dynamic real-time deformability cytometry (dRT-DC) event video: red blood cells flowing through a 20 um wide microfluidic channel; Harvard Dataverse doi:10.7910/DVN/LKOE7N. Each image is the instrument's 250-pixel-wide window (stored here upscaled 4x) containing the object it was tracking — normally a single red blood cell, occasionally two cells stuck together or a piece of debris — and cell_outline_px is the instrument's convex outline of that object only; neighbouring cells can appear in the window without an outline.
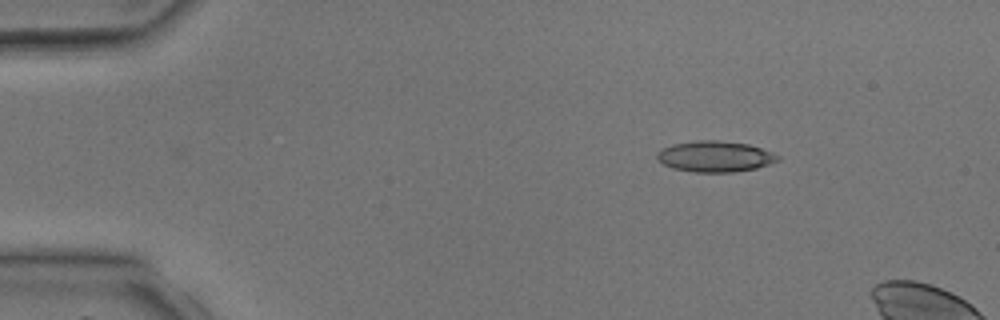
{"species": "common noctule bat (a hibernating species)", "species_latin": "Nyctalus noctula", "temperature_condition": "room temperature", "stored_images_in_passage": 2, "camera_frame_rate_fps": 3000, "um_per_image_px": 0.085, "animal": {"sex": "male", "body_mass_g": 17.9, "forearm_length_mm": 54.2}, "frame": {"image": 1, "passage_image": 1, "time_ms": 0.0, "image_size_px": [1000, 320], "cell_outline_px": [[780, 160], [756, 168], [736, 172], [696, 172], [672, 168], [656, 160], [656, 152], [672, 144], [696, 140], [716, 140], [748, 144], [772, 152], [780, 156]], "centroid_in_image_um": [60.76, 13.3], "position_along_channel_um": 24.2, "area_um2": 21.79}}